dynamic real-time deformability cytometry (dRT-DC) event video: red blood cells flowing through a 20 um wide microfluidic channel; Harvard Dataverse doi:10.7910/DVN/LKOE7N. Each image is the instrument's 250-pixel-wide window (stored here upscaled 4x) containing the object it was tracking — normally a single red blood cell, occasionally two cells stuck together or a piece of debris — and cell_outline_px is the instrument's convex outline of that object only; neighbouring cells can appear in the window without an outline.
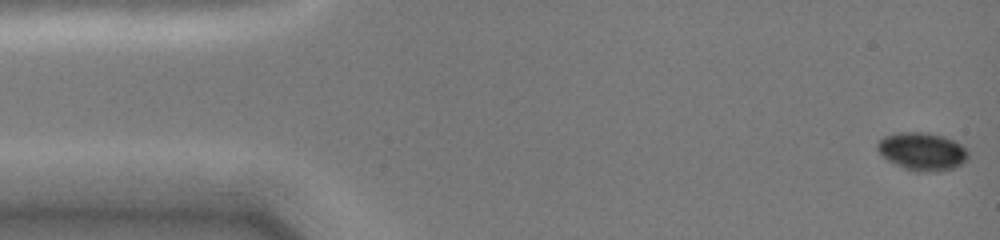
{"species": "common noctule bat (a hibernating species)", "species_latin": "Nyctalus noctula", "temperature_condition": "cold", "stored_images_in_passage": 47, "camera_frame_rate_fps": 3000, "um_per_image_px": 0.085, "animal": {"sex": "female", "body_mass_g": 19.0, "forearm_length_mm": 51.5}, "frame": {"image": 1, "passage_image": 1, "time_ms": 0.0, "image_size_px": [1000, 240], "cell_outline_px": [[968, 160], [952, 168], [936, 172], [916, 172], [904, 168], [888, 160], [876, 148], [876, 144], [884, 136], [896, 132], [928, 132], [944, 136], [956, 140], [968, 148]], "centroid_in_image_um": [78.43, 12.86], "position_along_channel_um": 6.6, "area_um2": 20.35}}
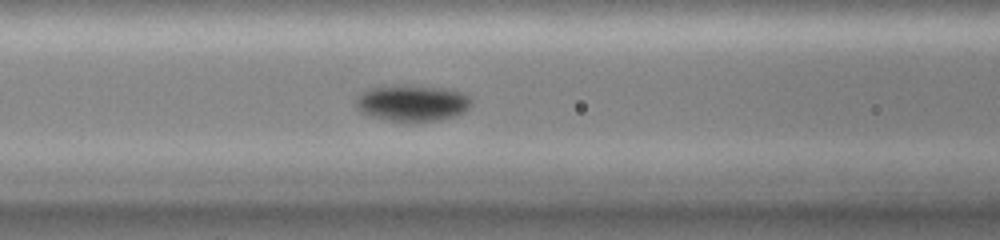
{"frame": {"image": 2, "passage_image": 19, "time_ms": 6.0, "image_size_px": [1000, 240], "cell_outline_px": [[472, 104], [464, 112], [440, 120], [416, 124], [412, 124], [388, 120], [368, 116], [360, 112], [356, 108], [356, 96], [372, 88], [392, 84], [400, 84], [448, 88], [472, 96]], "centroid_in_image_um": [35.05, 8.77], "position_along_channel_um": 131.6, "area_um2": 25.37}}
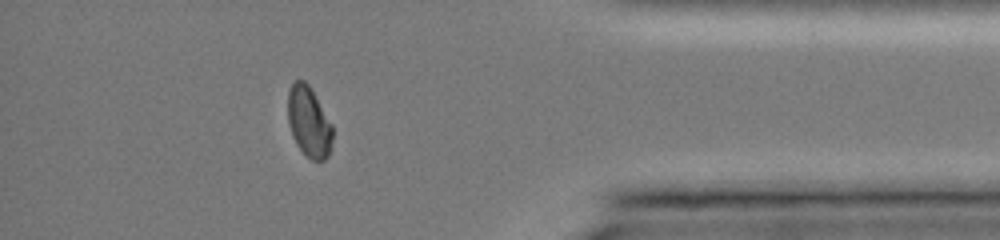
{"frame": {"image": 3, "passage_image": 41, "time_ms": 13.333, "image_size_px": [1000, 240], "cell_outline_px": [[332, 140], [328, 156], [324, 160], [312, 160], [296, 144], [292, 136], [288, 124], [288, 92], [292, 84], [296, 80], [304, 80], [308, 84], [332, 124]], "centroid_in_image_um": [26.24, 10.36], "position_along_channel_um": 409.0, "area_um2": 18.15}, "authors_computed_cell_mechanics": {"area_um2": 20.9814, "velocity_mm_per_s": 4.0528, "shape_relaxation_time_tau1_ms": 1.5966, "shape_relaxation_time_tau2_ms": null, "deformation_change_tau1": 0.082, "deformation_change_tau2": null}}